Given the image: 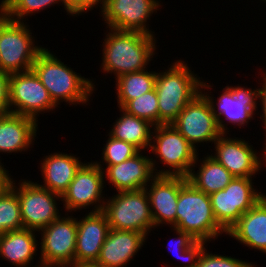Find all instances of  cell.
<instances>
[{"label":"cell","mask_w":266,"mask_h":267,"mask_svg":"<svg viewBox=\"0 0 266 267\" xmlns=\"http://www.w3.org/2000/svg\"><path fill=\"white\" fill-rule=\"evenodd\" d=\"M32 70L57 106L63 101L69 105L87 104L95 89L90 78L82 77L45 48L38 54Z\"/></svg>","instance_id":"cell-2"},{"label":"cell","mask_w":266,"mask_h":267,"mask_svg":"<svg viewBox=\"0 0 266 267\" xmlns=\"http://www.w3.org/2000/svg\"><path fill=\"white\" fill-rule=\"evenodd\" d=\"M5 17V0L0 3V19Z\"/></svg>","instance_id":"cell-39"},{"label":"cell","mask_w":266,"mask_h":267,"mask_svg":"<svg viewBox=\"0 0 266 267\" xmlns=\"http://www.w3.org/2000/svg\"><path fill=\"white\" fill-rule=\"evenodd\" d=\"M182 60L157 73L159 125L171 124L184 107L201 92V80ZM198 77V78H197Z\"/></svg>","instance_id":"cell-3"},{"label":"cell","mask_w":266,"mask_h":267,"mask_svg":"<svg viewBox=\"0 0 266 267\" xmlns=\"http://www.w3.org/2000/svg\"><path fill=\"white\" fill-rule=\"evenodd\" d=\"M178 235L175 242L176 254L185 262H189L183 267H196L198 259L205 249L207 241L196 240L190 233L173 228ZM174 250V249H173ZM178 252V253H177Z\"/></svg>","instance_id":"cell-30"},{"label":"cell","mask_w":266,"mask_h":267,"mask_svg":"<svg viewBox=\"0 0 266 267\" xmlns=\"http://www.w3.org/2000/svg\"><path fill=\"white\" fill-rule=\"evenodd\" d=\"M75 156L62 152L45 156L40 167L44 184L40 186L62 196L84 164Z\"/></svg>","instance_id":"cell-23"},{"label":"cell","mask_w":266,"mask_h":267,"mask_svg":"<svg viewBox=\"0 0 266 267\" xmlns=\"http://www.w3.org/2000/svg\"><path fill=\"white\" fill-rule=\"evenodd\" d=\"M62 0H5V16L13 21L24 22L29 14L45 10L48 6L59 4Z\"/></svg>","instance_id":"cell-31"},{"label":"cell","mask_w":266,"mask_h":267,"mask_svg":"<svg viewBox=\"0 0 266 267\" xmlns=\"http://www.w3.org/2000/svg\"><path fill=\"white\" fill-rule=\"evenodd\" d=\"M35 267H58V266L42 265V264L39 263V265H36Z\"/></svg>","instance_id":"cell-40"},{"label":"cell","mask_w":266,"mask_h":267,"mask_svg":"<svg viewBox=\"0 0 266 267\" xmlns=\"http://www.w3.org/2000/svg\"><path fill=\"white\" fill-rule=\"evenodd\" d=\"M56 107L58 106L33 70L10 74L9 112L38 121L41 112L53 111Z\"/></svg>","instance_id":"cell-11"},{"label":"cell","mask_w":266,"mask_h":267,"mask_svg":"<svg viewBox=\"0 0 266 267\" xmlns=\"http://www.w3.org/2000/svg\"><path fill=\"white\" fill-rule=\"evenodd\" d=\"M109 230L106 215L102 211L89 212L77 220L74 263H96Z\"/></svg>","instance_id":"cell-19"},{"label":"cell","mask_w":266,"mask_h":267,"mask_svg":"<svg viewBox=\"0 0 266 267\" xmlns=\"http://www.w3.org/2000/svg\"><path fill=\"white\" fill-rule=\"evenodd\" d=\"M27 22L0 19V71L13 74L32 70L38 54L44 49L36 46Z\"/></svg>","instance_id":"cell-5"},{"label":"cell","mask_w":266,"mask_h":267,"mask_svg":"<svg viewBox=\"0 0 266 267\" xmlns=\"http://www.w3.org/2000/svg\"><path fill=\"white\" fill-rule=\"evenodd\" d=\"M150 151L169 167L168 170L161 169V175L187 177L199 161L197 149L172 124H161L152 129Z\"/></svg>","instance_id":"cell-7"},{"label":"cell","mask_w":266,"mask_h":267,"mask_svg":"<svg viewBox=\"0 0 266 267\" xmlns=\"http://www.w3.org/2000/svg\"><path fill=\"white\" fill-rule=\"evenodd\" d=\"M223 93L214 101L213 97L205 93L204 95L209 100L213 114L217 119L219 130L222 134H229L228 127L223 120H228L229 123L237 124L238 126L248 125L250 119L253 118L257 110V99H259V88L251 89L244 86H226L223 88ZM217 105H215L216 103ZM218 109H217V108ZM217 109V110H216ZM222 116V117H221ZM223 118V120H222Z\"/></svg>","instance_id":"cell-13"},{"label":"cell","mask_w":266,"mask_h":267,"mask_svg":"<svg viewBox=\"0 0 266 267\" xmlns=\"http://www.w3.org/2000/svg\"><path fill=\"white\" fill-rule=\"evenodd\" d=\"M157 72L142 70L127 73L116 79V91L118 107L123 108L130 100L155 88Z\"/></svg>","instance_id":"cell-27"},{"label":"cell","mask_w":266,"mask_h":267,"mask_svg":"<svg viewBox=\"0 0 266 267\" xmlns=\"http://www.w3.org/2000/svg\"><path fill=\"white\" fill-rule=\"evenodd\" d=\"M8 172L4 165L0 163V196L10 187L12 178Z\"/></svg>","instance_id":"cell-36"},{"label":"cell","mask_w":266,"mask_h":267,"mask_svg":"<svg viewBox=\"0 0 266 267\" xmlns=\"http://www.w3.org/2000/svg\"><path fill=\"white\" fill-rule=\"evenodd\" d=\"M20 204L16 192L9 187L0 196V235L23 229Z\"/></svg>","instance_id":"cell-28"},{"label":"cell","mask_w":266,"mask_h":267,"mask_svg":"<svg viewBox=\"0 0 266 267\" xmlns=\"http://www.w3.org/2000/svg\"><path fill=\"white\" fill-rule=\"evenodd\" d=\"M252 181V178L234 177L223 190L209 195L217 223L226 232L264 195L254 188Z\"/></svg>","instance_id":"cell-10"},{"label":"cell","mask_w":266,"mask_h":267,"mask_svg":"<svg viewBox=\"0 0 266 267\" xmlns=\"http://www.w3.org/2000/svg\"><path fill=\"white\" fill-rule=\"evenodd\" d=\"M37 124L38 121L35 119L15 113L8 112L1 115L0 152L21 153L27 151L35 141Z\"/></svg>","instance_id":"cell-21"},{"label":"cell","mask_w":266,"mask_h":267,"mask_svg":"<svg viewBox=\"0 0 266 267\" xmlns=\"http://www.w3.org/2000/svg\"><path fill=\"white\" fill-rule=\"evenodd\" d=\"M158 0H105L101 9L106 28L153 35L147 20L158 10Z\"/></svg>","instance_id":"cell-15"},{"label":"cell","mask_w":266,"mask_h":267,"mask_svg":"<svg viewBox=\"0 0 266 267\" xmlns=\"http://www.w3.org/2000/svg\"><path fill=\"white\" fill-rule=\"evenodd\" d=\"M74 216H61L41 229L40 264L66 267L74 263L77 220Z\"/></svg>","instance_id":"cell-12"},{"label":"cell","mask_w":266,"mask_h":267,"mask_svg":"<svg viewBox=\"0 0 266 267\" xmlns=\"http://www.w3.org/2000/svg\"><path fill=\"white\" fill-rule=\"evenodd\" d=\"M251 264L231 256L207 253L206 247L201 253L196 267H256Z\"/></svg>","instance_id":"cell-33"},{"label":"cell","mask_w":266,"mask_h":267,"mask_svg":"<svg viewBox=\"0 0 266 267\" xmlns=\"http://www.w3.org/2000/svg\"><path fill=\"white\" fill-rule=\"evenodd\" d=\"M259 100L261 103L259 105L261 106V110L263 111V114L260 116L262 118V121L264 122L263 124H264V128H265L264 131H265L266 130V91H259ZM264 136H266V135H264ZM264 144H265L264 145L265 148H264V152H263L264 154H262V155H264V157H263L264 160H262V161L266 162V143H264Z\"/></svg>","instance_id":"cell-37"},{"label":"cell","mask_w":266,"mask_h":267,"mask_svg":"<svg viewBox=\"0 0 266 267\" xmlns=\"http://www.w3.org/2000/svg\"><path fill=\"white\" fill-rule=\"evenodd\" d=\"M9 77L10 74L0 71V116L9 112Z\"/></svg>","instance_id":"cell-35"},{"label":"cell","mask_w":266,"mask_h":267,"mask_svg":"<svg viewBox=\"0 0 266 267\" xmlns=\"http://www.w3.org/2000/svg\"><path fill=\"white\" fill-rule=\"evenodd\" d=\"M121 117L117 118L109 134L115 139L133 144L140 151L150 148L154 126L146 120L129 114L123 108ZM149 146V147H148Z\"/></svg>","instance_id":"cell-25"},{"label":"cell","mask_w":266,"mask_h":267,"mask_svg":"<svg viewBox=\"0 0 266 267\" xmlns=\"http://www.w3.org/2000/svg\"><path fill=\"white\" fill-rule=\"evenodd\" d=\"M212 87L201 81V92L197 94L171 123L177 131L196 149L198 143L215 142L221 135L211 104L203 94Z\"/></svg>","instance_id":"cell-9"},{"label":"cell","mask_w":266,"mask_h":267,"mask_svg":"<svg viewBox=\"0 0 266 267\" xmlns=\"http://www.w3.org/2000/svg\"><path fill=\"white\" fill-rule=\"evenodd\" d=\"M123 109L129 114L148 121L154 127L159 125L158 95L155 88L130 100Z\"/></svg>","instance_id":"cell-29"},{"label":"cell","mask_w":266,"mask_h":267,"mask_svg":"<svg viewBox=\"0 0 266 267\" xmlns=\"http://www.w3.org/2000/svg\"><path fill=\"white\" fill-rule=\"evenodd\" d=\"M66 267H101L96 263H73L72 265Z\"/></svg>","instance_id":"cell-38"},{"label":"cell","mask_w":266,"mask_h":267,"mask_svg":"<svg viewBox=\"0 0 266 267\" xmlns=\"http://www.w3.org/2000/svg\"><path fill=\"white\" fill-rule=\"evenodd\" d=\"M147 238L141 232L110 229L96 264L101 267H126Z\"/></svg>","instance_id":"cell-20"},{"label":"cell","mask_w":266,"mask_h":267,"mask_svg":"<svg viewBox=\"0 0 266 267\" xmlns=\"http://www.w3.org/2000/svg\"><path fill=\"white\" fill-rule=\"evenodd\" d=\"M103 42L102 72L115 78L147 69L156 49L155 36L140 31L109 28Z\"/></svg>","instance_id":"cell-1"},{"label":"cell","mask_w":266,"mask_h":267,"mask_svg":"<svg viewBox=\"0 0 266 267\" xmlns=\"http://www.w3.org/2000/svg\"><path fill=\"white\" fill-rule=\"evenodd\" d=\"M67 15L76 16L82 13H86L90 9L92 10L98 4L102 9L105 0H62Z\"/></svg>","instance_id":"cell-34"},{"label":"cell","mask_w":266,"mask_h":267,"mask_svg":"<svg viewBox=\"0 0 266 267\" xmlns=\"http://www.w3.org/2000/svg\"><path fill=\"white\" fill-rule=\"evenodd\" d=\"M36 231L20 229L0 235V257L16 267H31L38 246Z\"/></svg>","instance_id":"cell-24"},{"label":"cell","mask_w":266,"mask_h":267,"mask_svg":"<svg viewBox=\"0 0 266 267\" xmlns=\"http://www.w3.org/2000/svg\"><path fill=\"white\" fill-rule=\"evenodd\" d=\"M108 135V140L106 141L101 153L102 160L104 161L102 165H104V163H106V166L120 164L140 151L133 144L115 139L110 134Z\"/></svg>","instance_id":"cell-32"},{"label":"cell","mask_w":266,"mask_h":267,"mask_svg":"<svg viewBox=\"0 0 266 267\" xmlns=\"http://www.w3.org/2000/svg\"><path fill=\"white\" fill-rule=\"evenodd\" d=\"M195 173L191 169L187 180L197 189L207 195L223 190L234 176L209 154L201 160V164Z\"/></svg>","instance_id":"cell-26"},{"label":"cell","mask_w":266,"mask_h":267,"mask_svg":"<svg viewBox=\"0 0 266 267\" xmlns=\"http://www.w3.org/2000/svg\"><path fill=\"white\" fill-rule=\"evenodd\" d=\"M227 235L244 246L266 253V195L239 218Z\"/></svg>","instance_id":"cell-22"},{"label":"cell","mask_w":266,"mask_h":267,"mask_svg":"<svg viewBox=\"0 0 266 267\" xmlns=\"http://www.w3.org/2000/svg\"><path fill=\"white\" fill-rule=\"evenodd\" d=\"M222 134L215 142V153L212 156L234 177L252 178L262 168V162L252 145L244 139L225 137Z\"/></svg>","instance_id":"cell-16"},{"label":"cell","mask_w":266,"mask_h":267,"mask_svg":"<svg viewBox=\"0 0 266 267\" xmlns=\"http://www.w3.org/2000/svg\"><path fill=\"white\" fill-rule=\"evenodd\" d=\"M105 200L102 212L110 229L141 232L146 236L155 229L145 188L121 191Z\"/></svg>","instance_id":"cell-6"},{"label":"cell","mask_w":266,"mask_h":267,"mask_svg":"<svg viewBox=\"0 0 266 267\" xmlns=\"http://www.w3.org/2000/svg\"><path fill=\"white\" fill-rule=\"evenodd\" d=\"M175 228L207 242L227 234L217 223L209 195L197 190L188 180L179 189Z\"/></svg>","instance_id":"cell-4"},{"label":"cell","mask_w":266,"mask_h":267,"mask_svg":"<svg viewBox=\"0 0 266 267\" xmlns=\"http://www.w3.org/2000/svg\"><path fill=\"white\" fill-rule=\"evenodd\" d=\"M87 163L80 167L68 189L61 196L67 212L86 209L95 204L91 212L103 210L106 202L102 194L105 187L103 170L94 161Z\"/></svg>","instance_id":"cell-14"},{"label":"cell","mask_w":266,"mask_h":267,"mask_svg":"<svg viewBox=\"0 0 266 267\" xmlns=\"http://www.w3.org/2000/svg\"><path fill=\"white\" fill-rule=\"evenodd\" d=\"M186 181L184 176L156 175L145 187L155 228L164 223L176 227L179 189Z\"/></svg>","instance_id":"cell-18"},{"label":"cell","mask_w":266,"mask_h":267,"mask_svg":"<svg viewBox=\"0 0 266 267\" xmlns=\"http://www.w3.org/2000/svg\"><path fill=\"white\" fill-rule=\"evenodd\" d=\"M140 153L141 151L120 164L107 166L106 171L100 164L102 162L95 163L103 170L104 179H108L117 192L139 190L145 188L156 175H161L155 159Z\"/></svg>","instance_id":"cell-17"},{"label":"cell","mask_w":266,"mask_h":267,"mask_svg":"<svg viewBox=\"0 0 266 267\" xmlns=\"http://www.w3.org/2000/svg\"><path fill=\"white\" fill-rule=\"evenodd\" d=\"M20 181L19 186H16L12 179L10 187L18 196L23 226L40 232L61 216L56 201L61 199V195L41 187L37 182L25 179Z\"/></svg>","instance_id":"cell-8"}]
</instances>
